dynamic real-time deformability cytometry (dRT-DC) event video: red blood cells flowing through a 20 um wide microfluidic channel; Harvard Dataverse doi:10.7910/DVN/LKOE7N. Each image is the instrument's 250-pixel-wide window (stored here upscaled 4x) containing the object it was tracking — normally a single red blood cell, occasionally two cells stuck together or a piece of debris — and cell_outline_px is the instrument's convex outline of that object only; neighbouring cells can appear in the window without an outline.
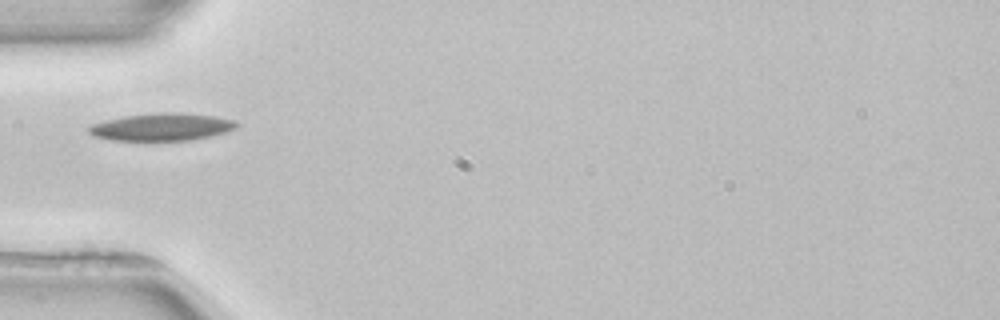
{"species": "common noctule bat (a hibernating species)", "species_latin": "Nyctalus noctula", "temperature_condition": "room temperature", "stored_images_in_passage": 36, "camera_frame_rate_fps": 3000, "um_per_image_px": 0.085, "animal": {"sex": "female", "body_mass_g": 22.7, "forearm_length_mm": 54.2}, "frame": {"image": 1, "passage_image": 1, "time_ms": 0.0, "image_size_px": [1000, 320], "cell_outline_px": [[240, 124], [236, 128], [228, 132], [188, 140], [108, 140], [96, 136], [88, 132], [84, 128], [92, 124], [108, 120], [128, 116], [164, 112], [176, 112], [216, 116], [232, 120]], "centroid_in_image_um": [13.76, 10.79], "position_along_channel_um": 71.2, "area_um2": 23.41}}
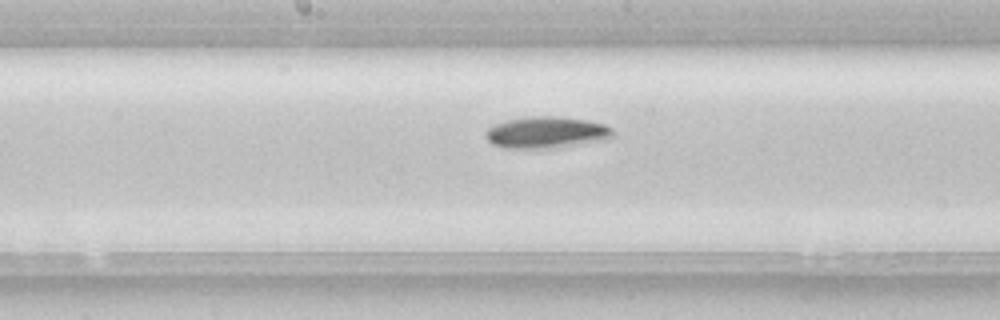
{"frame": {"image": 2, "passage_image": 11, "time_ms": 3.333, "image_size_px": [1000, 320], "cell_outline_px": [[612, 136], [608, 140], [560, 148], [504, 148], [492, 144], [484, 136], [484, 132], [488, 128], [496, 124], [508, 120], [532, 116], [560, 116], [588, 120], [604, 124], [612, 128]], "centroid_in_image_um": [46.47, 11.27], "position_along_channel_um": 201.7, "area_um2": 23.76}}
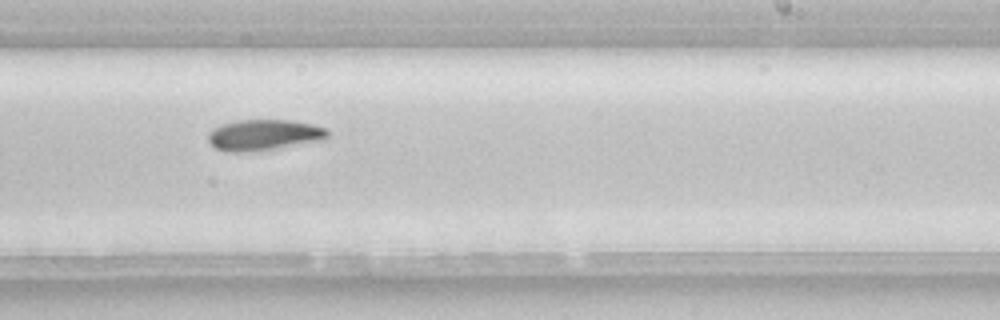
{"frame": {"image": 3, "passage_image": 16, "time_ms": 5.0, "image_size_px": [1000, 320], "cell_outline_px": [[328, 140], [244, 152], [228, 152], [216, 148], [208, 140], [208, 132], [220, 124], [236, 120], [288, 120], [312, 124], [324, 128], [328, 132]], "centroid_in_image_um": [22.42, 11.46], "position_along_channel_um": 266.6, "area_um2": 21.39}, "authors_computed_cell_mechanics": {"area_um2": 21.2126, "velocity_mm_per_s": 3.9069, "shape_relaxation_time_tau1_ms": 3.045, "shape_relaxation_time_tau2_ms": null, "deformation_change_tau1": 0.0929, "deformation_change_tau2": null}}